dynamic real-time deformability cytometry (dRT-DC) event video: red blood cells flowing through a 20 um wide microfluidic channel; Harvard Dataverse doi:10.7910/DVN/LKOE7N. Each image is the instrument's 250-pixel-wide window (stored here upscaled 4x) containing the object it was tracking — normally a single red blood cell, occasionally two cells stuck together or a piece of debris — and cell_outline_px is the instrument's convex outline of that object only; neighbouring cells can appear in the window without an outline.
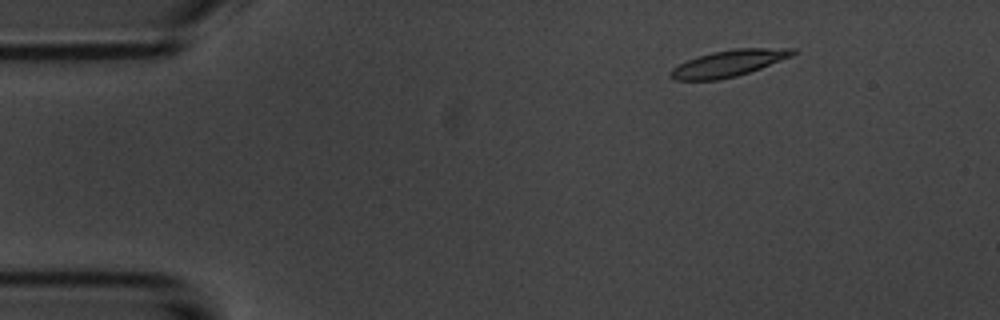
{"species": "common noctule bat (a hibernating species)", "species_latin": "Nyctalus noctula", "temperature_condition": "room temperature", "stored_images_in_passage": 4, "camera_frame_rate_fps": 3000, "um_per_image_px": 0.085, "animal": {"sex": "male", "body_mass_g": 20.1, "forearm_length_mm": 53.5}, "frame": {"image": 1, "passage_image": 2, "time_ms": 1.0, "image_size_px": [1000, 320], "cell_outline_px": [[796, 52], [792, 56], [760, 68], [736, 76], [720, 80], [672, 80], [668, 76], [668, 72], [672, 68], [688, 60], [712, 52], [736, 48], [796, 48]], "centroid_in_image_um": [61.9, 5.39], "position_along_channel_um": 23.1, "area_um2": 18.79}}